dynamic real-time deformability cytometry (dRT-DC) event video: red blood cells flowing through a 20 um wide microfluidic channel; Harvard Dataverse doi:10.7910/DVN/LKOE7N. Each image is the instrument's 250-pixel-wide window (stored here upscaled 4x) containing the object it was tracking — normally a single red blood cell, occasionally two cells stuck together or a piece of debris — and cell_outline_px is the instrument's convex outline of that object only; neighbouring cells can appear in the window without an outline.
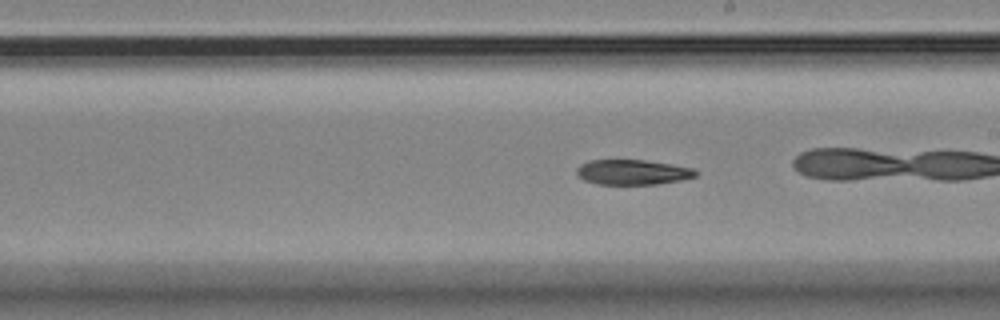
{"species": "Egyptian fruit bat (a non-hibernating species)", "species_latin": "Rousettus aegyptiacus", "temperature_condition": "room temperature", "stored_images_in_passage": 45, "camera_frame_rate_fps": 3000, "um_per_image_px": 0.085, "animal": {"sex": "female"}, "frame": {"image": 1, "passage_image": 20, "time_ms": 6.333, "image_size_px": [1000, 320], "cell_outline_px": [[696, 176], [680, 180], [656, 184], [596, 184], [584, 180], [576, 172], [576, 168], [580, 164], [592, 160], [644, 160], [672, 164], [692, 168], [696, 172]], "centroid_in_image_um": [53.74, 14.63], "position_along_channel_um": 235.3, "area_um2": 17.22}}